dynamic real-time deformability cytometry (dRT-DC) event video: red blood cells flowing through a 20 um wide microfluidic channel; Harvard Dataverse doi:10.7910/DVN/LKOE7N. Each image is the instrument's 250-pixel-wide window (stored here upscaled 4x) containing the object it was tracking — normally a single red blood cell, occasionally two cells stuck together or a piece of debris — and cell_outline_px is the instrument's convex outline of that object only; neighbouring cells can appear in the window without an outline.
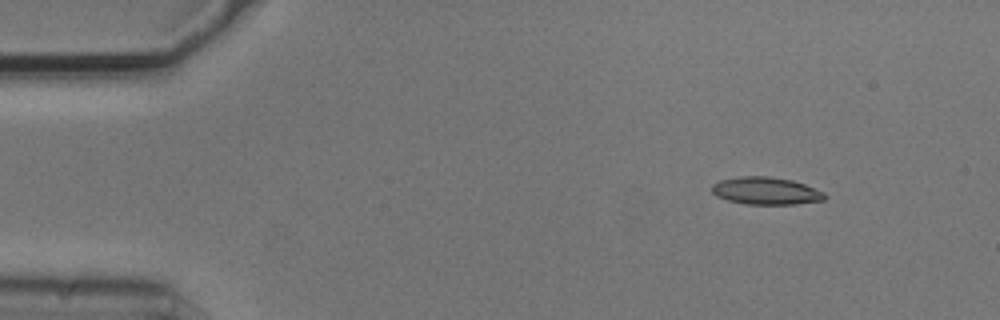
{"species": "common noctule bat (a hibernating species)", "species_latin": "Nyctalus noctula", "temperature_condition": "cold", "stored_images_in_passage": 3, "camera_frame_rate_fps": 3000, "um_per_image_px": 0.085, "animal": {"sex": "male", "body_mass_g": 20.5, "forearm_length_mm": 52.5}, "frame": {"image": 1, "passage_image": 1, "time_ms": 0.0, "image_size_px": [1000, 320], "cell_outline_px": [[828, 196], [824, 200], [796, 204], [744, 204], [728, 200], [716, 196], [712, 192], [712, 184], [720, 180], [740, 176], [768, 176], [792, 180], [804, 184], [824, 192]], "centroid_in_image_um": [65.1, 16.22], "position_along_channel_um": 19.9, "area_um2": 18.09}}